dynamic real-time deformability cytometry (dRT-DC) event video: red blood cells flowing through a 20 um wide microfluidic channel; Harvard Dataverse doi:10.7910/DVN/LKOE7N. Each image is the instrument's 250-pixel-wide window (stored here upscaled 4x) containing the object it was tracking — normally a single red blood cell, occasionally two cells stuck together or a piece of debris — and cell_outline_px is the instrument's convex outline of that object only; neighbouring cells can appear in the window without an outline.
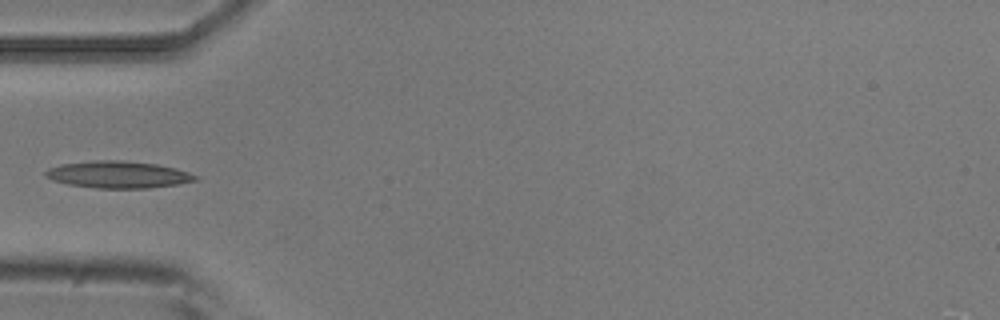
{"species": "common noctule bat (a hibernating species)", "species_latin": "Nyctalus noctula", "temperature_condition": "room temperature", "stored_images_in_passage": 6, "camera_frame_rate_fps": 3000, "um_per_image_px": 0.085, "animal": {"sex": "male", "body_mass_g": 20.5, "forearm_length_mm": 52.5}, "frame": {"image": 1, "passage_image": 5, "time_ms": 1.333, "image_size_px": [1000, 320], "cell_outline_px": [[200, 180], [176, 184], [148, 188], [96, 188], [68, 184], [52, 180], [44, 176], [44, 172], [48, 168], [60, 164], [92, 160], [120, 160], [156, 164], [176, 168], [200, 176]], "centroid_in_image_um": [10.04, 14.83], "position_along_channel_um": 75.0, "area_um2": 23.7}}
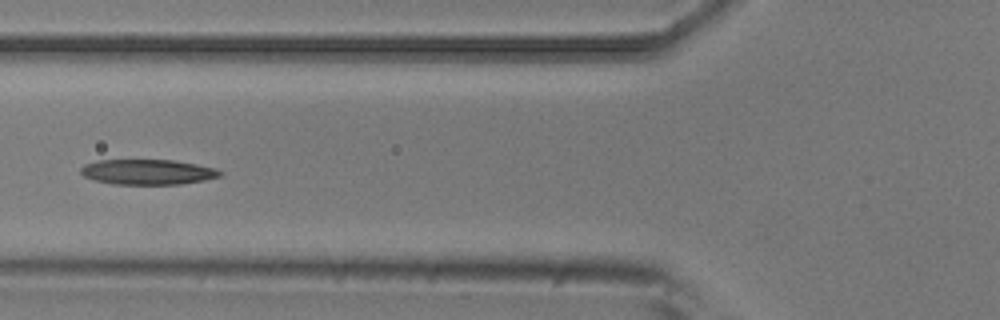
{"frame": {"image": 2, "passage_image": 6, "time_ms": 1.667, "image_size_px": [1000, 320], "cell_outline_px": [[224, 172], [220, 176], [204, 180], [180, 184], [112, 184], [96, 180], [84, 176], [80, 172], [80, 168], [84, 164], [96, 160], [172, 160], [196, 164], [216, 168]], "centroid_in_image_um": [12.55, 14.61], "position_along_channel_um": 113.3, "area_um2": 20.46}}